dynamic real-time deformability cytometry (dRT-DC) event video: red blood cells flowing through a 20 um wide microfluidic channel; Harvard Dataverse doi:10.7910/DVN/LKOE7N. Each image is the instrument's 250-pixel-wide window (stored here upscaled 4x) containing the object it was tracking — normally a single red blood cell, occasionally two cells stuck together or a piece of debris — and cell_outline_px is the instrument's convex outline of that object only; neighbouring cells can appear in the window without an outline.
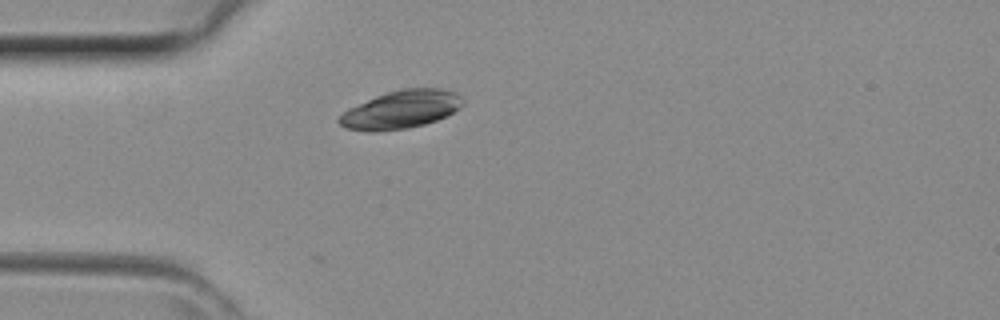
{"species": "common noctule bat (a hibernating species)", "species_latin": "Nyctalus noctula", "temperature_condition": "room temperature", "stored_images_in_passage": 27, "camera_frame_rate_fps": 3000, "um_per_image_px": 0.085, "animal": {"sex": "female", "body_mass_g": 29.2, "forearm_length_mm": 56.3}, "frame": {"image": 1, "passage_image": 1, "time_ms": 0.0, "image_size_px": [1000, 320], "cell_outline_px": [[464, 104], [460, 108], [436, 120], [424, 124], [408, 128], [380, 132], [368, 132], [344, 128], [336, 120], [348, 108], [376, 96], [388, 92], [404, 88], [440, 88], [456, 92], [464, 100]], "centroid_in_image_um": [34.07, 9.32], "position_along_channel_um": 50.9, "area_um2": 27.51}}
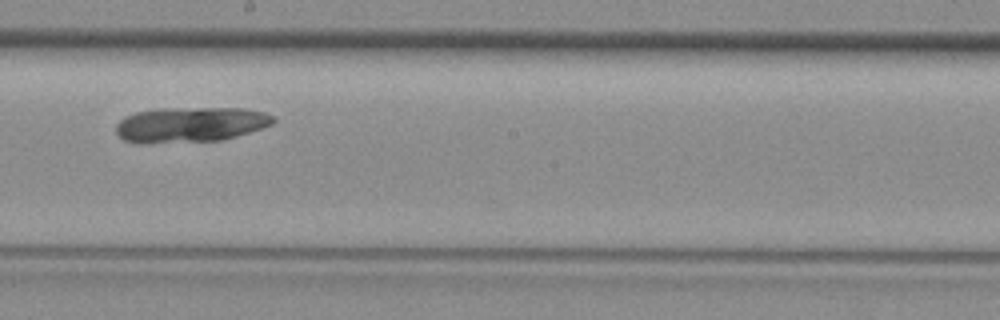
{"frame": {"image": 2, "passage_image": 13, "time_ms": 4.0, "image_size_px": [1000, 320], "cell_outline_px": [[276, 120], [272, 124], [236, 136], [220, 140], [148, 144], [140, 144], [124, 140], [116, 132], [116, 124], [124, 116], [136, 112], [156, 108], [244, 108], [264, 112], [272, 116]], "centroid_in_image_um": [16.12, 10.59], "position_along_channel_um": 232.1, "area_um2": 32.48}}
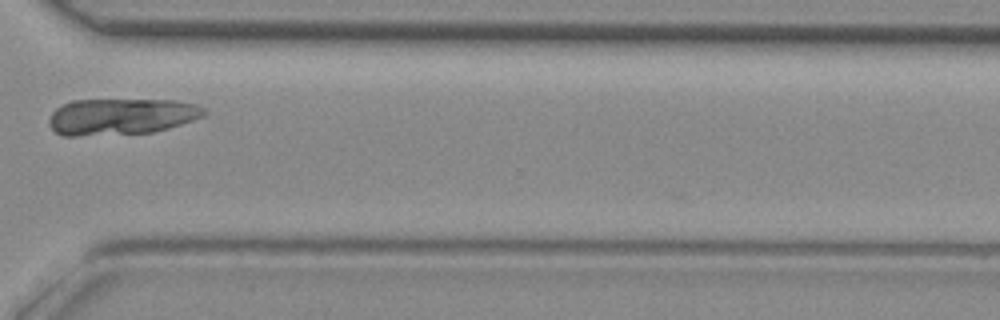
{"frame": {"image": 3, "passage_image": 21, "time_ms": 6.667, "image_size_px": [1000, 320], "cell_outline_px": [[208, 112], [204, 116], [168, 128], [152, 132], [76, 136], [64, 136], [56, 132], [52, 128], [48, 120], [52, 112], [56, 108], [72, 100], [176, 100], [196, 104], [204, 108]], "centroid_in_image_um": [10.31, 9.9], "position_along_channel_um": 360.3, "area_um2": 32.77}}